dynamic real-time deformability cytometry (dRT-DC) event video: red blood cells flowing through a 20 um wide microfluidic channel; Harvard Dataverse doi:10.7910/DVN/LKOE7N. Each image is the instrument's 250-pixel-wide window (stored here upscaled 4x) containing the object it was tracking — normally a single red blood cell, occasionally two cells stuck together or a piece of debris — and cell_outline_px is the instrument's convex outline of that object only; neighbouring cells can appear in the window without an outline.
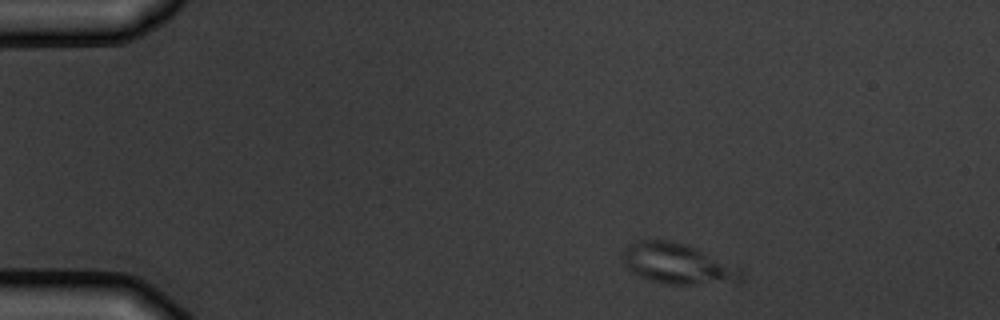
{"species": "common noctule bat (a hibernating species)", "species_latin": "Nyctalus noctula", "temperature_condition": "warm", "stored_images_in_passage": 7, "camera_frame_rate_fps": 3000, "um_per_image_px": 0.085, "animal": {"sex": "male", "body_mass_g": 19.5, "forearm_length_mm": 54.6}, "frame": {"image": 1, "passage_image": 1, "time_ms": 0.0, "image_size_px": [1000, 320], "cell_outline_px": [[744, 276], [736, 284], [664, 284], [648, 280], [632, 272], [624, 264], [620, 252], [628, 244], [640, 240], [668, 240], [688, 244], [744, 268]], "centroid_in_image_um": [57.67, 22.43], "position_along_channel_um": 27.3, "area_um2": 28.96}}
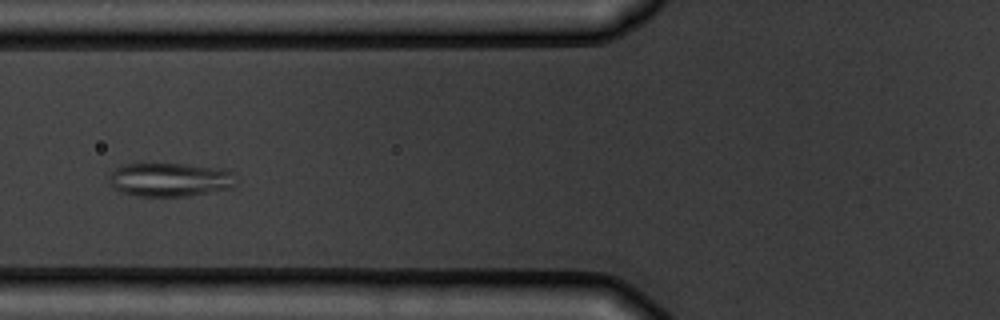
{"frame": {"image": 2, "passage_image": 4, "time_ms": 4.333, "image_size_px": [1000, 320], "cell_outline_px": [[236, 184], [232, 188], [188, 196], [136, 196], [120, 192], [112, 184], [112, 168], [124, 164], [184, 164], [224, 168], [232, 172]], "centroid_in_image_um": [14.49, 15.27], "position_along_channel_um": 111.3, "area_um2": 24.91}}